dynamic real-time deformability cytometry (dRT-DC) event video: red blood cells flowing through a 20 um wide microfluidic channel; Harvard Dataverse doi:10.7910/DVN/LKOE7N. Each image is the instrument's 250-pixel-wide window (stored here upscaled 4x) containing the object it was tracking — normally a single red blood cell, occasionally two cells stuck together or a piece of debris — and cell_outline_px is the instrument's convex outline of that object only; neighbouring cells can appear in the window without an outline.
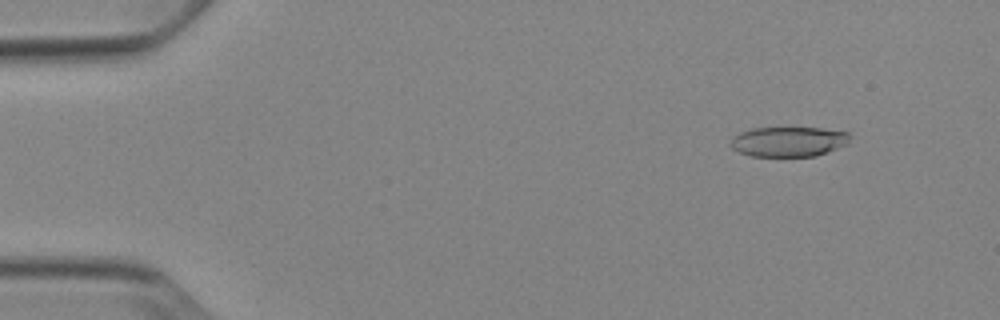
{"species": "Egyptian fruit bat (a non-hibernating species)", "species_latin": "Rousettus aegyptiacus", "temperature_condition": "cold", "stored_images_in_passage": 39, "camera_frame_rate_fps": 3000, "um_per_image_px": 0.085, "animal": {"sex": "female"}, "frame": {"image": 1, "passage_image": 6, "time_ms": 1.667, "image_size_px": [1000, 320], "cell_outline_px": [[852, 136], [848, 144], [828, 152], [816, 156], [752, 156], [740, 152], [732, 148], [732, 136], [740, 132], [752, 128], [820, 128], [848, 132]], "centroid_in_image_um": [67.07, 12.03], "position_along_channel_um": 17.9, "area_um2": 20.87}}
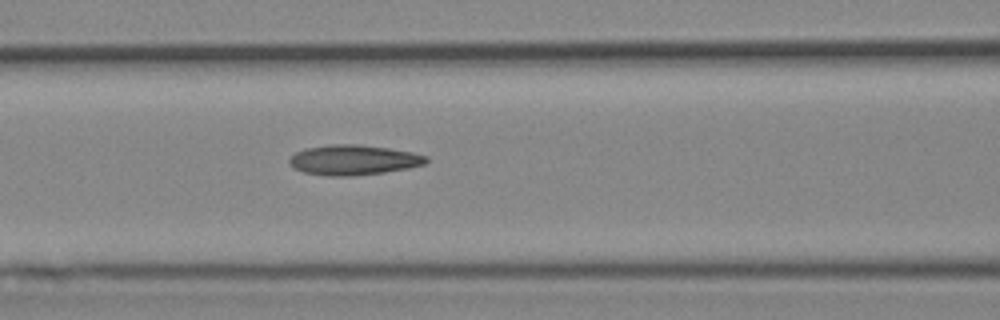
{"frame": {"image": 2, "passage_image": 23, "time_ms": 7.333, "image_size_px": [1000, 320], "cell_outline_px": [[428, 160], [424, 164], [408, 168], [384, 172], [352, 176], [324, 176], [304, 172], [292, 168], [288, 160], [296, 152], [304, 148], [332, 144], [360, 144], [388, 148], [412, 152], [428, 156]], "centroid_in_image_um": [30.02, 13.59], "position_along_channel_um": 136.6, "area_um2": 24.1}}
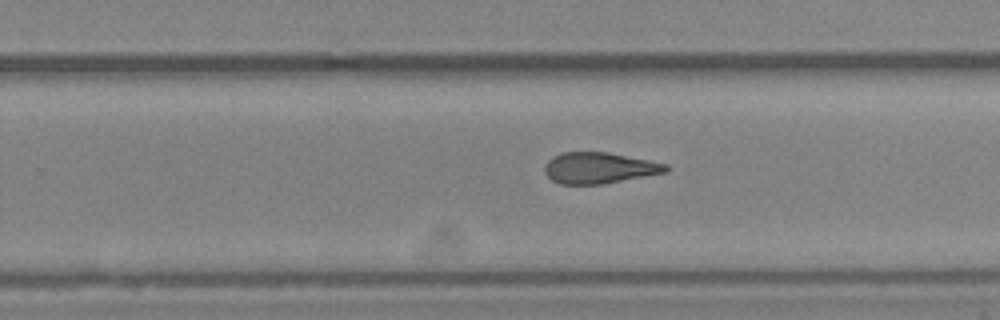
{"frame": {"image": 3, "passage_image": 34, "time_ms": 11.0, "image_size_px": [1000, 320], "cell_outline_px": [[668, 172], [604, 184], [560, 184], [552, 180], [544, 172], [544, 164], [552, 156], [564, 152], [608, 152], [668, 164]], "centroid_in_image_um": [50.92, 14.28], "position_along_channel_um": 278.9, "area_um2": 22.08}}